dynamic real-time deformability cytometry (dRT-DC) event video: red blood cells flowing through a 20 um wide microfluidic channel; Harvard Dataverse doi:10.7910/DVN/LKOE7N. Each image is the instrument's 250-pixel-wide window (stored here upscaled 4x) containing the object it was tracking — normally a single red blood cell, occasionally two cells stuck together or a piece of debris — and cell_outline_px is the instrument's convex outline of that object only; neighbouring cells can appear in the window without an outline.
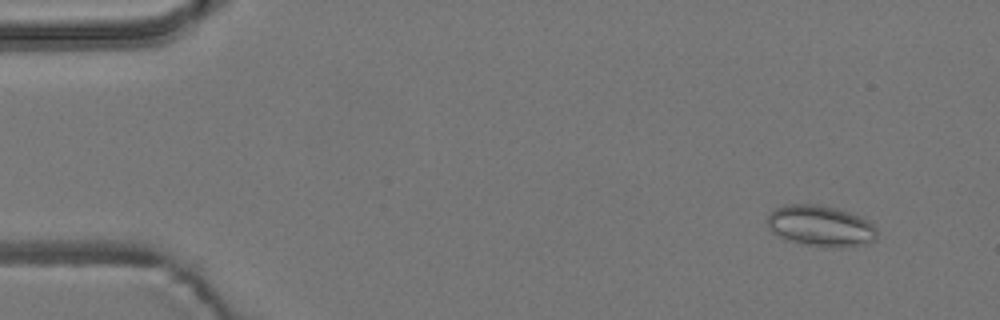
{"species": "common noctule bat (a hibernating species)", "species_latin": "Nyctalus noctula", "temperature_condition": "room temperature", "stored_images_in_passage": 5, "camera_frame_rate_fps": 3000, "um_per_image_px": 0.085, "animal": {"sex": "male", "body_mass_g": 19.2, "forearm_length_mm": 51.8}, "frame": {"image": 1, "passage_image": 1, "time_ms": 0.0, "image_size_px": [1000, 320], "cell_outline_px": [[876, 240], [860, 244], [840, 248], [800, 244], [784, 240], [772, 232], [768, 228], [768, 216], [776, 208], [784, 204], [820, 204], [840, 208], [860, 216], [868, 220], [876, 228]], "centroid_in_image_um": [69.73, 19.2], "position_along_channel_um": 15.3, "area_um2": 26.53}}